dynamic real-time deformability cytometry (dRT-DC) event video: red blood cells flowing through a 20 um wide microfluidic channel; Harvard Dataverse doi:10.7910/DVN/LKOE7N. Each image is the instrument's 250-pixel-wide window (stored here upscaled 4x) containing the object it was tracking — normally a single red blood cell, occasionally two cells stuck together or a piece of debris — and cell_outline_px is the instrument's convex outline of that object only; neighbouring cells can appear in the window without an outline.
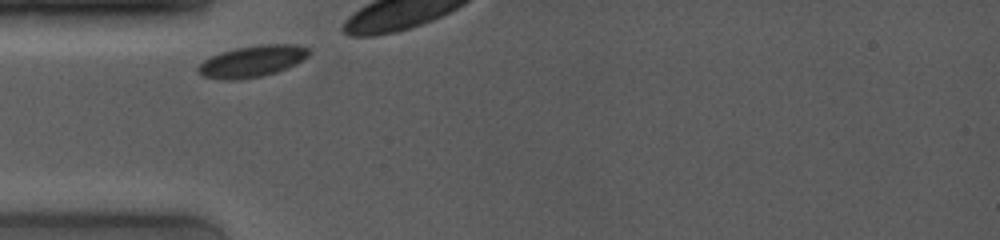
{"species": "common noctule bat (a hibernating species)", "species_latin": "Nyctalus noctula", "temperature_condition": "room temperature", "stored_images_in_passage": 2, "camera_frame_rate_fps": 4000, "um_per_image_px": 0.085, "animal": {"sex": "female", "body_mass_g": 19.0, "forearm_length_mm": 53.3}, "frame": {"image": 1, "passage_image": 1, "time_ms": 0.0, "image_size_px": [1000, 240], "cell_outline_px": [[308, 56], [296, 64], [276, 72], [260, 76], [240, 80], [220, 80], [204, 76], [196, 72], [196, 68], [204, 60], [220, 52], [236, 48], [260, 44], [296, 44], [308, 48]], "centroid_in_image_um": [21.4, 5.21], "position_along_channel_um": 63.6, "area_um2": 20.35}}